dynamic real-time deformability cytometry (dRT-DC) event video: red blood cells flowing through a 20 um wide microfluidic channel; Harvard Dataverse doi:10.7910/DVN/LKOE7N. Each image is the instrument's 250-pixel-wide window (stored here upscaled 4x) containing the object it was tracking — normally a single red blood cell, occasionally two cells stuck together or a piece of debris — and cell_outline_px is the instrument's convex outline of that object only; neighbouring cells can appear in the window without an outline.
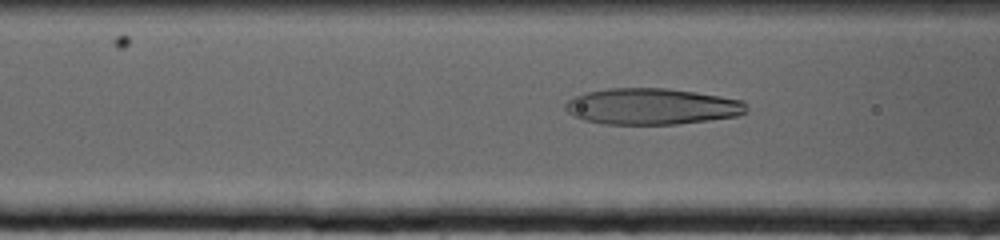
{"species": "human", "species_latin": "Homo sapiens", "temperature_condition": "cold", "stored_images_in_passage": 39, "camera_frame_rate_fps": 3000, "um_per_image_px": 0.085, "donor": {"sex": "female"}, "frame": {"image": 1, "passage_image": 8, "time_ms": 2.333, "image_size_px": [1000, 240], "cell_outline_px": [[748, 112], [736, 116], [708, 120], [676, 124], [604, 124], [584, 120], [568, 112], [564, 108], [564, 104], [568, 100], [576, 96], [588, 92], [608, 88], [668, 88], [696, 92], [744, 100], [748, 108]], "centroid_in_image_um": [55.43, 9.04], "position_along_channel_um": 111.2, "area_um2": 38.26}}
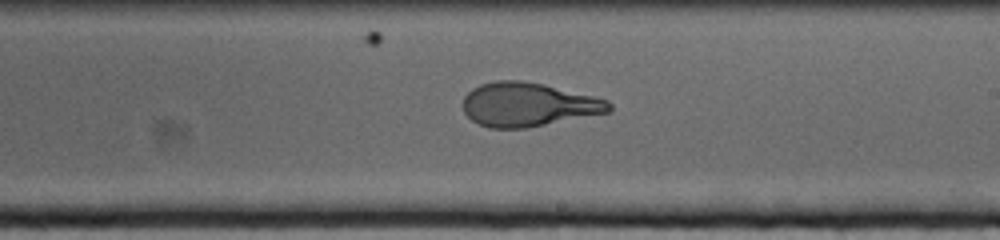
{"frame": {"image": 2, "passage_image": 22, "time_ms": 7.0, "image_size_px": [1000, 240], "cell_outline_px": [[612, 108], [608, 112], [524, 128], [488, 128], [472, 120], [464, 112], [464, 96], [472, 88], [480, 84], [496, 80], [524, 80], [544, 84], [608, 100], [612, 104]], "centroid_in_image_um": [44.86, 8.87], "position_along_channel_um": 244.1, "area_um2": 37.05}}
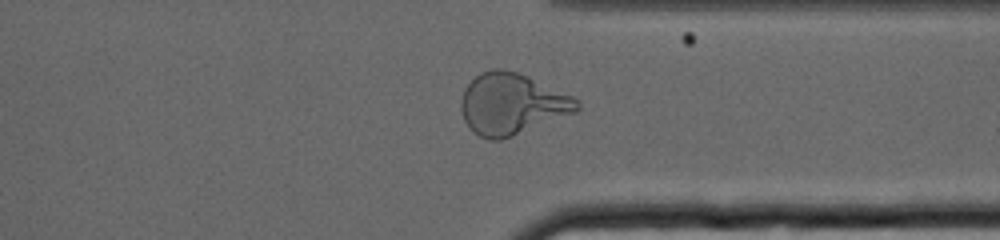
{"frame": {"image": 3, "passage_image": 35, "time_ms": 11.333, "image_size_px": [1000, 240], "cell_outline_px": [[580, 108], [576, 112], [512, 136], [500, 140], [488, 140], [472, 132], [464, 120], [460, 108], [460, 100], [464, 88], [480, 72], [492, 68], [504, 68], [516, 72], [572, 96], [580, 100]], "centroid_in_image_um": [43.47, 8.84], "position_along_channel_um": 367.9, "area_um2": 41.27}}